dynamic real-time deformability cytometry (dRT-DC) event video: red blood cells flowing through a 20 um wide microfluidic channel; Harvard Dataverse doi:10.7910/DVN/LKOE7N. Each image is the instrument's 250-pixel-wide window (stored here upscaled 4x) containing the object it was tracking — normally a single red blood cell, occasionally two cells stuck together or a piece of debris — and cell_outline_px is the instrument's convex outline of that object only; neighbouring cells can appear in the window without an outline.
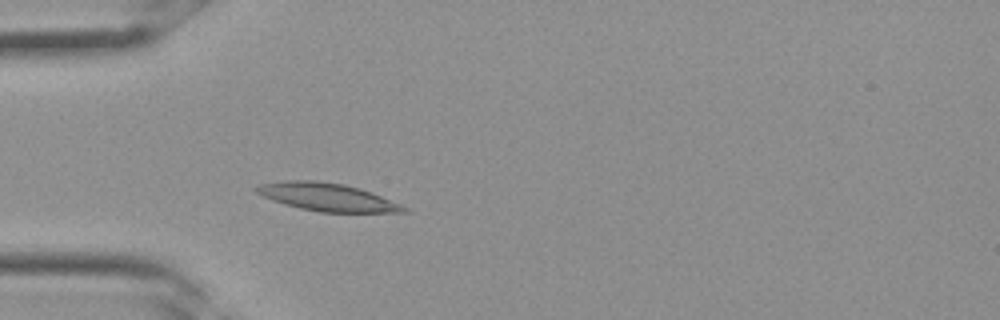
{"species": "Egyptian fruit bat (a non-hibernating species)", "species_latin": "Rousettus aegyptiacus", "temperature_condition": "room temperature", "stored_images_in_passage": 25, "camera_frame_rate_fps": 3000, "um_per_image_px": 0.085, "frame": {"image": 1, "passage_image": 1, "time_ms": 0.0, "image_size_px": [1000, 320], "cell_outline_px": [[408, 212], [320, 212], [300, 208], [272, 200], [256, 192], [252, 188], [260, 184], [284, 180], [316, 180], [344, 184], [360, 188], [372, 192], [400, 204], [408, 208]], "centroid_in_image_um": [27.8, 16.74], "position_along_channel_um": 57.2, "area_um2": 23.87}}
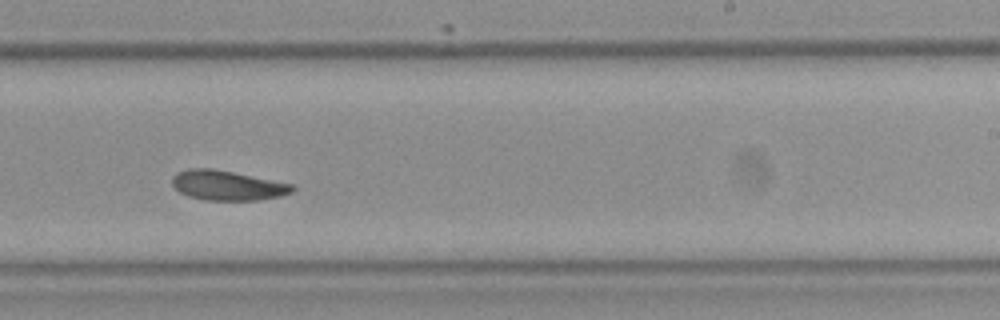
{"frame": {"image": 2, "passage_image": 12, "time_ms": 3.667, "image_size_px": [1000, 320], "cell_outline_px": [[296, 188], [292, 192], [280, 196], [260, 200], [204, 200], [188, 196], [180, 192], [172, 184], [172, 176], [176, 172], [188, 168], [212, 168], [292, 184]], "centroid_in_image_um": [19.3, 15.76], "position_along_channel_um": 269.7, "area_um2": 20.81}}
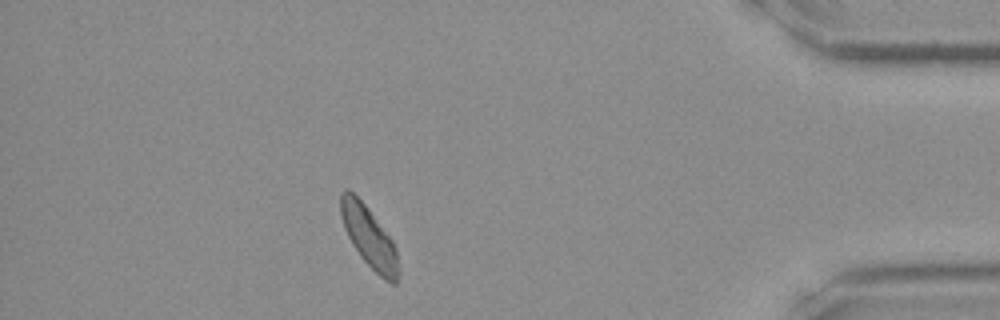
{"frame": {"image": 3, "passage_image": 21, "time_ms": 6.667, "image_size_px": [1000, 320], "cell_outline_px": [[400, 276], [396, 284], [392, 284], [384, 280], [360, 256], [352, 244], [344, 228], [340, 216], [340, 192], [344, 188], [348, 188], [368, 208], [392, 240], [396, 248], [400, 268]], "centroid_in_image_um": [31.38, 20.17], "position_along_channel_um": 403.8, "area_um2": 20.69}}